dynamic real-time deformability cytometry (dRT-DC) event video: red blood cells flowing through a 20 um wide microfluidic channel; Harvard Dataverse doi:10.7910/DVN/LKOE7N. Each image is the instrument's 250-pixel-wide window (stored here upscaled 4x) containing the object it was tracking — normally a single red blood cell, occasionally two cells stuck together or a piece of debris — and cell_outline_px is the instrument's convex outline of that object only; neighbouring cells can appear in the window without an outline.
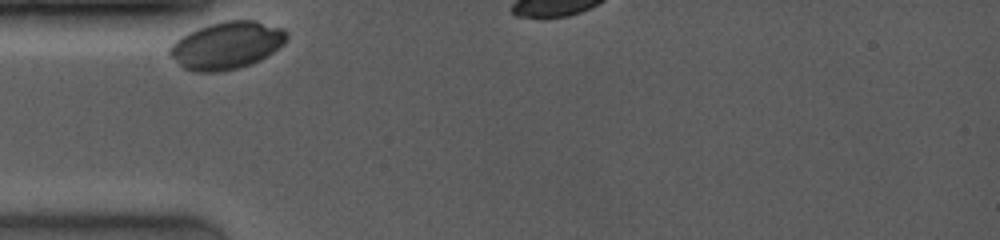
{"species": "common noctule bat (a hibernating species)", "species_latin": "Nyctalus noctula", "temperature_condition": "room temperature", "stored_images_in_passage": 10, "camera_frame_rate_fps": 4000, "um_per_image_px": 0.085, "animal": {"sex": "female", "body_mass_g": 19.0, "forearm_length_mm": 53.3}, "frame": {"image": 1, "passage_image": 1, "time_ms": 0.0, "image_size_px": [1000, 240], "cell_outline_px": [[288, 36], [284, 44], [260, 60], [252, 64], [220, 72], [196, 72], [184, 68], [168, 52], [168, 48], [180, 36], [188, 32], [208, 24], [224, 20], [256, 20], [284, 28], [288, 32]], "centroid_in_image_um": [19.29, 3.84], "position_along_channel_um": 65.7, "area_um2": 32.43}}